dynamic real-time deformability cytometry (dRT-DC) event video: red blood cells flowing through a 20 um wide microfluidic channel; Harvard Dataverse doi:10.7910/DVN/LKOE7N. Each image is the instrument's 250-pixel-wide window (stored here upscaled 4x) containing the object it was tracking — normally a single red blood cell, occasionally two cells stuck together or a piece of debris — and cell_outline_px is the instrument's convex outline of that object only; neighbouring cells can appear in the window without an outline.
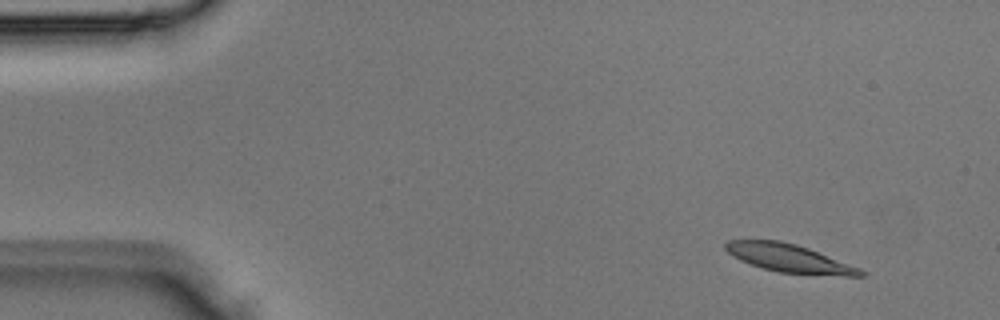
{"species": "Egyptian fruit bat (a non-hibernating species)", "species_latin": "Rousettus aegyptiacus", "temperature_condition": "room temperature", "stored_images_in_passage": 3, "camera_frame_rate_fps": 3000, "um_per_image_px": 0.085, "animal": {"sex": "male"}, "frame": {"image": 1, "passage_image": 1, "time_ms": 0.0, "image_size_px": [1000, 320], "cell_outline_px": [[868, 272], [864, 276], [844, 276], [780, 272], [764, 268], [740, 260], [732, 256], [724, 248], [724, 244], [728, 240], [780, 240], [796, 244], [808, 248], [860, 268]], "centroid_in_image_um": [67.1, 21.94], "position_along_channel_um": 17.9, "area_um2": 21.96}}
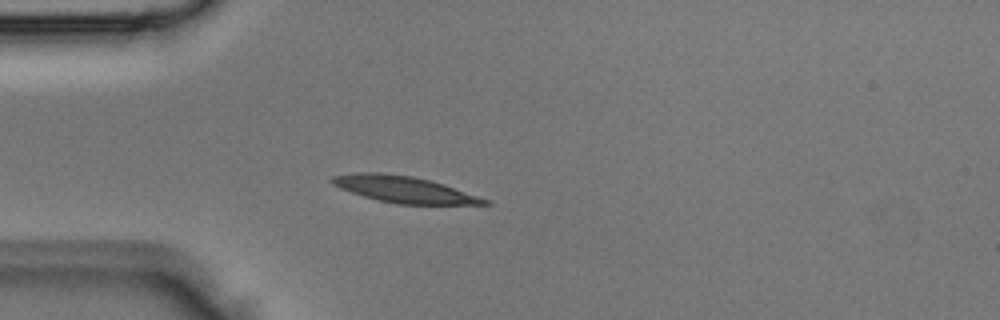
{"frame": {"image": 2, "passage_image": 3, "time_ms": 0.667, "image_size_px": [1000, 320], "cell_outline_px": [[492, 204], [396, 204], [364, 196], [340, 188], [332, 184], [332, 176], [364, 172], [380, 172], [412, 176], [432, 180], [444, 184], [488, 200]], "centroid_in_image_um": [34.34, 16.09], "position_along_channel_um": 50.7, "area_um2": 23.06}}